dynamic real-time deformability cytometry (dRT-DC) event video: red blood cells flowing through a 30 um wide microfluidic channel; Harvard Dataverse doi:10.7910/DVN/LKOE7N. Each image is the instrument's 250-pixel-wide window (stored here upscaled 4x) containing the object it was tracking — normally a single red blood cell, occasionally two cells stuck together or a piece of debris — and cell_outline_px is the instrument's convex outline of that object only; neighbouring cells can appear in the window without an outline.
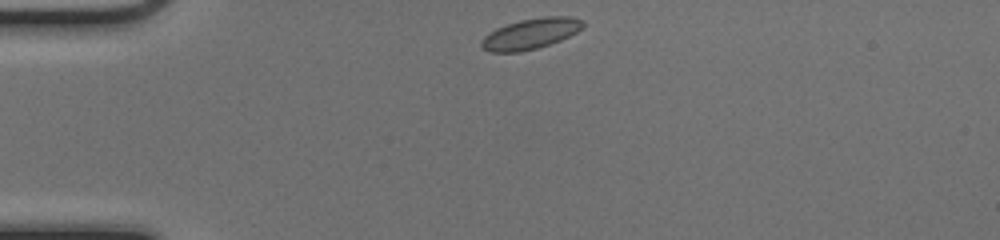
{"species": "common noctule bat (a hibernating species)", "species_latin": "Nyctalus noctula", "temperature_condition": "cold", "stored_images_in_passage": 39, "camera_frame_rate_fps": 3000, "um_per_image_px": 0.085, "animal": {"sex": "female", "body_mass_g": 17.0, "forearm_length_mm": 48.0}, "frame": {"image": 1, "passage_image": 1, "time_ms": 0.0, "image_size_px": [1000, 240], "cell_outline_px": [[584, 24], [576, 32], [560, 40], [536, 48], [520, 52], [492, 52], [480, 48], [480, 40], [484, 36], [496, 28], [520, 20], [544, 16], [572, 16], [584, 20]], "centroid_in_image_um": [45.07, 2.86], "position_along_channel_um": 39.9, "area_um2": 18.09}}
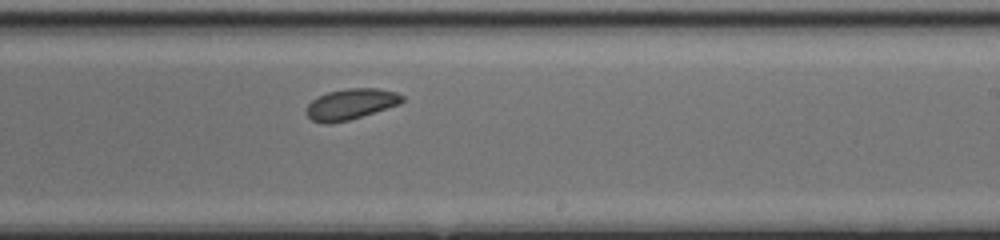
{"frame": {"image": 2, "passage_image": 20, "time_ms": 6.333, "image_size_px": [1000, 240], "cell_outline_px": [[404, 100], [400, 104], [348, 120], [328, 124], [324, 124], [312, 120], [308, 116], [308, 104], [316, 96], [328, 92], [348, 88], [376, 88], [396, 92], [404, 96]], "centroid_in_image_um": [29.82, 8.84], "position_along_channel_um": 259.2, "area_um2": 17.05}}
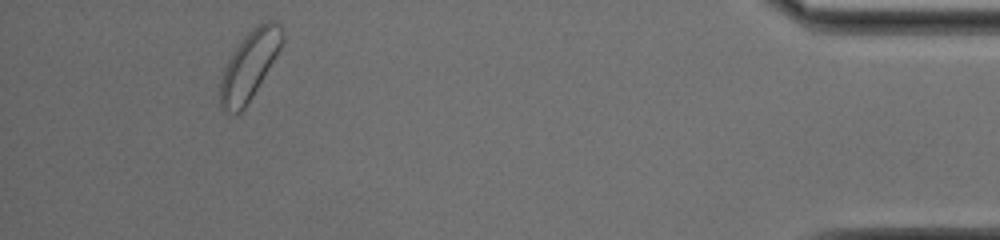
{"frame": {"image": 3, "passage_image": 36, "time_ms": 11.667, "image_size_px": [1000, 240], "cell_outline_px": [[284, 40], [280, 48], [252, 96], [244, 108], [240, 112], [228, 116], [220, 108], [220, 80], [224, 68], [228, 60], [240, 40], [252, 28], [268, 20], [272, 20], [280, 28], [284, 36]], "centroid_in_image_um": [21.15, 5.6], "position_along_channel_um": 414.1, "area_um2": 24.33}, "authors_computed_cell_mechanics": {"area_um2": 17.4556, "velocity_mm_per_s": 4.0647, "shape_relaxation_time_tau1_ms": 3.2276, "shape_relaxation_time_tau2_ms": null, "deformation_change_tau1": 0.0462, "deformation_change_tau2": null}}